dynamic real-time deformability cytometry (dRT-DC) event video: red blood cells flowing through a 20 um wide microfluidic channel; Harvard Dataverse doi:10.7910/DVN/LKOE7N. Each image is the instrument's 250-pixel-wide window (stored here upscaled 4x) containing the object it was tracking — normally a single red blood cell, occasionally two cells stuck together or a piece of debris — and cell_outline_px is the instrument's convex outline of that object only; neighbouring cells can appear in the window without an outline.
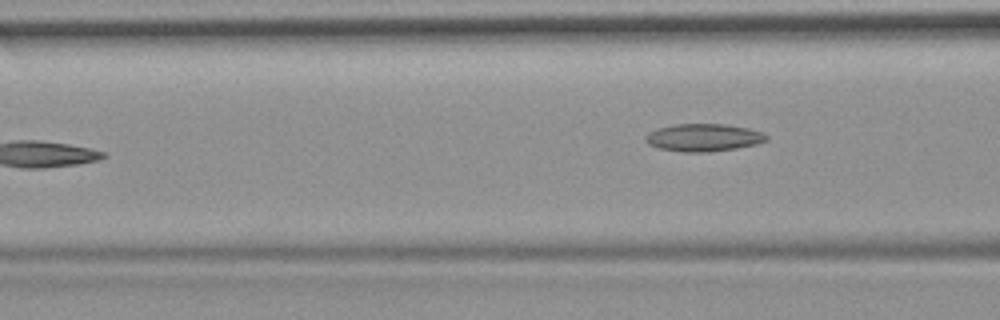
{"species": "common noctule bat (a hibernating species)", "species_latin": "Nyctalus noctula", "temperature_condition": "room temperature", "stored_images_in_passage": 6, "camera_frame_rate_fps": 3000, "um_per_image_px": 0.085, "animal": {"sex": "female", "body_mass_g": 19.9}, "frame": {"image": 1, "passage_image": 6, "time_ms": 6.667, "image_size_px": [1000, 320], "cell_outline_px": [[768, 140], [756, 144], [736, 148], [708, 152], [684, 152], [656, 148], [648, 144], [644, 140], [644, 136], [648, 132], [660, 128], [676, 124], [728, 124], [748, 128], [764, 132], [768, 136]], "centroid_in_image_um": [59.8, 11.69], "position_along_channel_um": 106.8, "area_um2": 19.59}}